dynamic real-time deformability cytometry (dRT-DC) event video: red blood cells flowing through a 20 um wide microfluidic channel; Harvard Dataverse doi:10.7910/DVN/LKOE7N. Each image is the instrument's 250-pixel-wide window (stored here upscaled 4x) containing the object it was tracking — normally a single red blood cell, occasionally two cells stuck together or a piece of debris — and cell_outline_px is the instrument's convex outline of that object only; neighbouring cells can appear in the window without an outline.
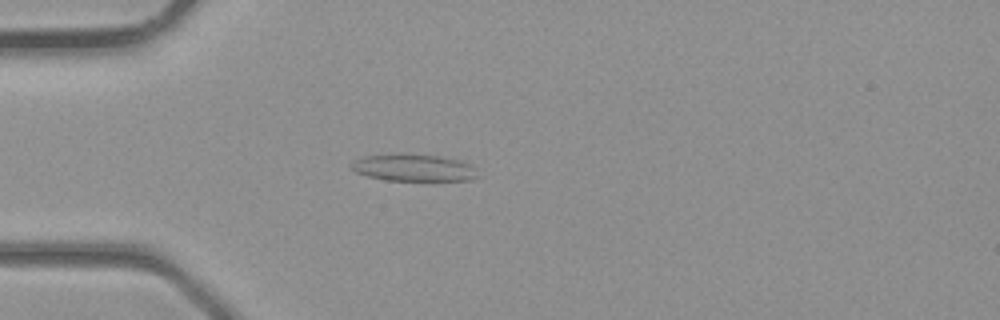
{"species": "common noctule bat (a hibernating species)", "species_latin": "Nyctalus noctula", "temperature_condition": "room temperature", "stored_images_in_passage": 37, "camera_frame_rate_fps": 3000, "um_per_image_px": 0.085, "animal": {"sex": "male", "body_mass_g": 23.1, "forearm_length_mm": 52.7}, "frame": {"image": 1, "passage_image": 10, "time_ms": 3.0, "image_size_px": [1000, 320], "cell_outline_px": [[480, 176], [472, 180], [384, 180], [368, 176], [356, 172], [348, 164], [352, 160], [364, 156], [400, 152], [440, 156], [460, 160], [468, 164]], "centroid_in_image_um": [35.09, 14.23], "position_along_channel_um": 49.9, "area_um2": 20.23}}
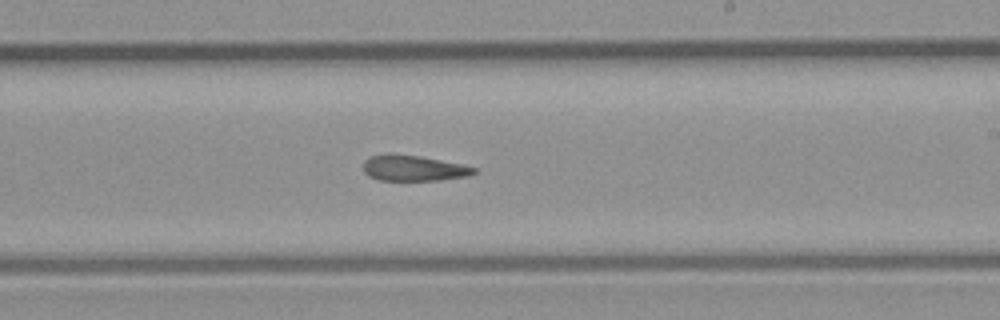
{"frame": {"image": 2, "passage_image": 22, "time_ms": 7.0, "image_size_px": [1000, 320], "cell_outline_px": [[476, 172], [468, 176], [440, 180], [380, 180], [368, 176], [364, 172], [364, 160], [372, 156], [388, 152], [420, 156], [460, 164], [476, 168]], "centroid_in_image_um": [35.11, 14.28], "position_along_channel_um": 253.9, "area_um2": 16.59}}
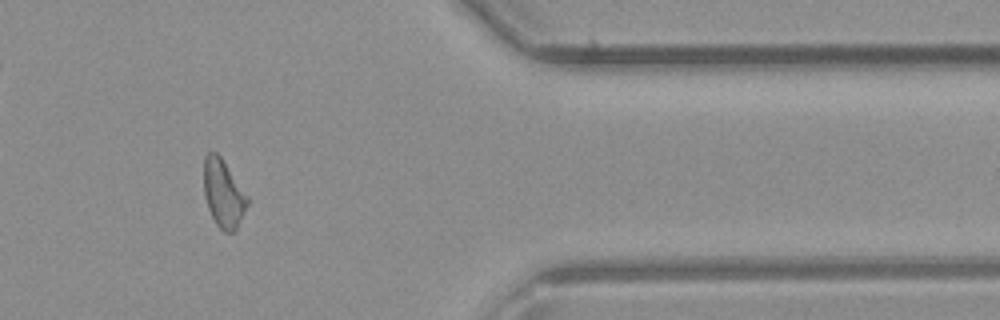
{"frame": {"image": 3, "passage_image": 31, "time_ms": 10.0, "image_size_px": [1000, 320], "cell_outline_px": [[248, 204], [236, 228], [232, 232], [224, 232], [216, 224], [208, 208], [204, 196], [204, 156], [208, 152], [216, 152], [220, 156], [248, 196]], "centroid_in_image_um": [18.97, 16.44], "position_along_channel_um": 392.4, "area_um2": 16.99}}